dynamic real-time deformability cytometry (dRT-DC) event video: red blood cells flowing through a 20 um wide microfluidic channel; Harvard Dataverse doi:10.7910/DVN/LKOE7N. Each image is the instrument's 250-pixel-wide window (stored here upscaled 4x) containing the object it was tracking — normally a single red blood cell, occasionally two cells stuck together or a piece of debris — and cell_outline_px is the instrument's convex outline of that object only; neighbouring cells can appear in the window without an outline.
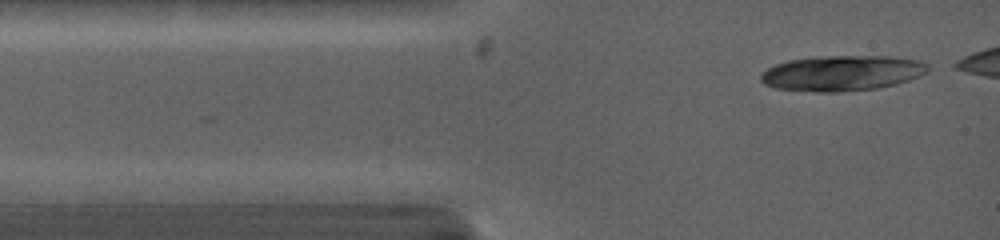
{"species": "common noctule bat (a hibernating species)", "species_latin": "Nyctalus noctula", "temperature_condition": "warm", "stored_images_in_passage": 3, "camera_frame_rate_fps": 5000, "um_per_image_px": 0.085, "animal": {"sex": "female", "body_mass_g": 19.0, "forearm_length_mm": 53.3}, "frame": {"image": 1, "passage_image": 1, "time_ms": 0.0, "image_size_px": [1000, 240], "cell_outline_px": [[928, 72], [920, 76], [896, 84], [876, 88], [840, 92], [816, 92], [776, 88], [764, 84], [760, 80], [760, 76], [768, 68], [776, 64], [788, 60], [816, 56], [892, 56], [920, 60], [928, 64]], "centroid_in_image_um": [71.59, 6.21], "position_along_channel_um": 13.4, "area_um2": 34.62}}